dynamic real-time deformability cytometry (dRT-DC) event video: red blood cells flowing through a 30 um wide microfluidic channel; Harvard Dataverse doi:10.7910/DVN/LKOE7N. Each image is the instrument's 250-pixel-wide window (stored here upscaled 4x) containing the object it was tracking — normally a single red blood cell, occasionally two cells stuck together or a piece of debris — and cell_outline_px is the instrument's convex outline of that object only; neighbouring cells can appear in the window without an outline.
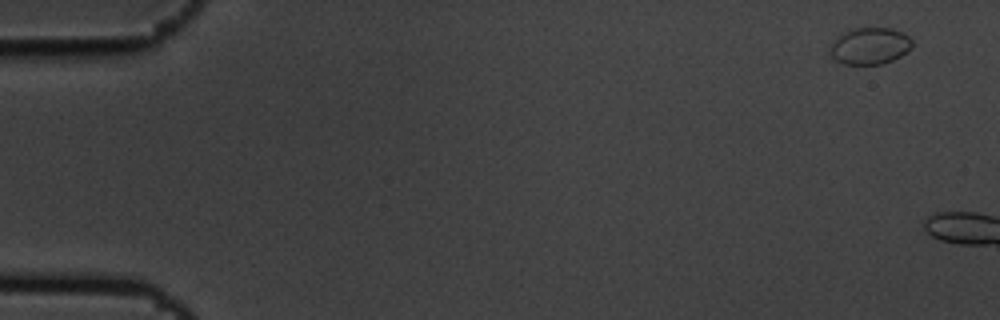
{"species": "common noctule bat (a hibernating species)", "species_latin": "Nyctalus noctula", "temperature_condition": "cold", "stored_images_in_passage": 2, "camera_frame_rate_fps": 3000, "um_per_image_px": 0.085, "animal": {"sex": "male", "body_mass_g": 19.5, "forearm_length_mm": 54.6}, "frame": {"image": 1, "passage_image": 1, "time_ms": 0.0, "image_size_px": [1000, 320], "cell_outline_px": [[912, 48], [900, 56], [892, 60], [880, 64], [844, 64], [836, 60], [828, 52], [828, 48], [836, 36], [844, 32], [856, 28], [892, 28], [908, 36], [912, 40]], "centroid_in_image_um": [73.9, 3.9], "position_along_channel_um": 11.1, "area_um2": 17.63}}